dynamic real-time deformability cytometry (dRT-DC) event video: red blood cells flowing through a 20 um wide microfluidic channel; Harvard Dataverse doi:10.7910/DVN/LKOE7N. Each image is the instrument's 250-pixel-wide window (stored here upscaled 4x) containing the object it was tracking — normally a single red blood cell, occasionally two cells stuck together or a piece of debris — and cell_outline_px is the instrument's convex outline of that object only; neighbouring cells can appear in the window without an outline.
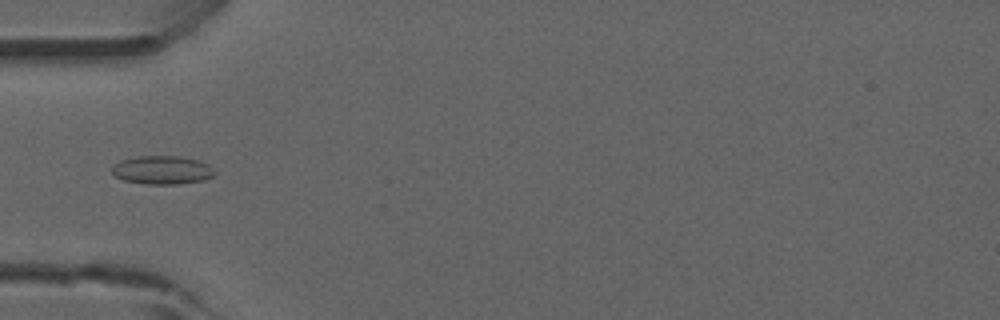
{"species": "common noctule bat (a hibernating species)", "species_latin": "Nyctalus noctula", "temperature_condition": "room temperature", "stored_images_in_passage": 36, "camera_frame_rate_fps": 3000, "um_per_image_px": 0.085, "animal": {"sex": "male", "forearm_length_mm": 52.5}, "frame": {"image": 1, "passage_image": 1, "time_ms": 0.0, "image_size_px": [1000, 320], "cell_outline_px": [[216, 176], [204, 180], [176, 184], [144, 184], [124, 180], [116, 176], [112, 172], [112, 168], [120, 160], [136, 156], [180, 156], [200, 160], [208, 164], [216, 172]], "centroid_in_image_um": [13.83, 14.45], "position_along_channel_um": 71.2, "area_um2": 17.17}}
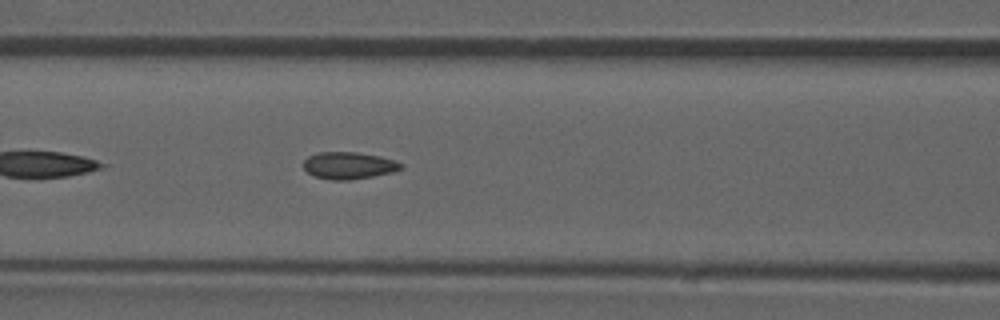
{"frame": {"image": 2, "passage_image": 6, "time_ms": 1.667, "image_size_px": [1000, 320], "cell_outline_px": [[404, 168], [392, 172], [372, 176], [348, 180], [332, 180], [312, 176], [304, 168], [304, 160], [308, 156], [320, 152], [356, 152], [380, 156], [404, 164]], "centroid_in_image_um": [29.64, 14.07], "position_along_channel_um": 137.0, "area_um2": 15.32}, "authors_computed_cell_mechanics": {"area_um2": 14.8546, "velocity_mm_per_s": 3.8969, "shape_relaxation_time_tau1_ms": null, "shape_relaxation_time_tau2_ms": 1.4931, "deformation_change_tau1": null, "deformation_change_tau2": 0.0469}}